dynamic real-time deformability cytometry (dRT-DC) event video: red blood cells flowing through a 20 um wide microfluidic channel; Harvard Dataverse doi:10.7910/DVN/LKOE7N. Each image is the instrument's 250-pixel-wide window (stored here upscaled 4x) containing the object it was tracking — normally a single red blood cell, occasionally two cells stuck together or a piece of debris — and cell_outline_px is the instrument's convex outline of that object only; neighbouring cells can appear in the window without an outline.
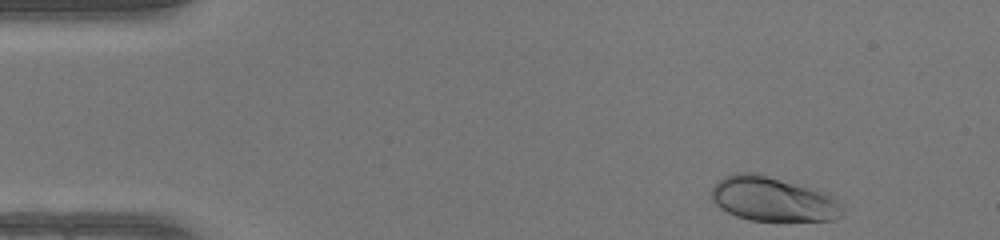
{"species": "human", "species_latin": "Homo sapiens", "temperature_condition": "warm", "stored_images_in_passage": 44, "camera_frame_rate_fps": 3000, "um_per_image_px": 0.085, "donor": {"sex": "female"}, "frame": {"image": 1, "passage_image": 1, "time_ms": 0.0, "image_size_px": [1000, 240], "cell_outline_px": [[844, 212], [840, 216], [832, 220], [748, 220], [736, 216], [720, 208], [712, 200], [712, 188], [724, 176], [736, 172], [756, 172], [820, 188], [832, 196]], "centroid_in_image_um": [65.7, 16.89], "position_along_channel_um": 19.3, "area_um2": 34.22}}
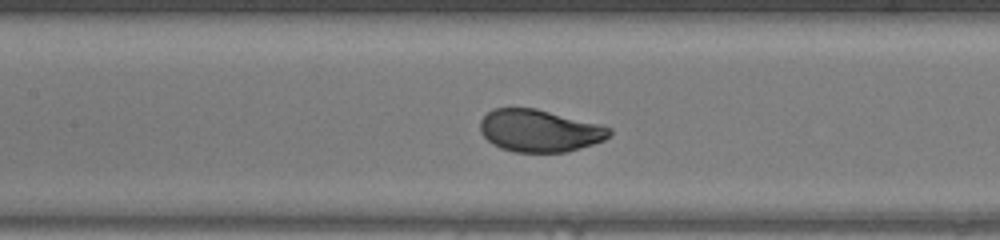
{"frame": {"image": 2, "passage_image": 18, "time_ms": 5.667, "image_size_px": [1000, 240], "cell_outline_px": [[612, 132], [604, 140], [568, 152], [516, 152], [500, 148], [492, 144], [480, 132], [480, 120], [492, 108], [536, 108], [600, 124], [612, 128]], "centroid_in_image_um": [45.85, 11.11], "position_along_channel_um": 161.6, "area_um2": 31.91}}
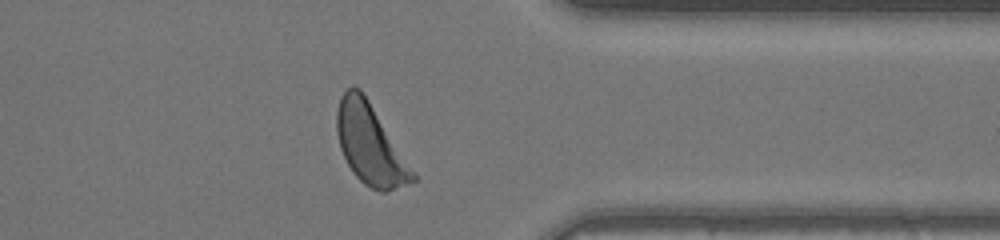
{"frame": {"image": 3, "passage_image": 34, "time_ms": 11.0, "image_size_px": [1000, 240], "cell_outline_px": [[416, 180], [384, 192], [380, 192], [364, 184], [352, 172], [340, 148], [336, 132], [336, 112], [340, 96], [352, 84], [360, 88], [368, 100], [416, 176]], "centroid_in_image_um": [31.39, 12.25], "position_along_channel_um": 380.0, "area_um2": 34.56}, "authors_computed_cell_mechanics": {"area_um2": 32.6281, "velocity_mm_per_s": 4.2686, "shape_relaxation_time_tau1_ms": 2.2987, "shape_relaxation_time_tau2_ms": null, "deformation_change_tau1": 0.1478, "deformation_change_tau2": null}}